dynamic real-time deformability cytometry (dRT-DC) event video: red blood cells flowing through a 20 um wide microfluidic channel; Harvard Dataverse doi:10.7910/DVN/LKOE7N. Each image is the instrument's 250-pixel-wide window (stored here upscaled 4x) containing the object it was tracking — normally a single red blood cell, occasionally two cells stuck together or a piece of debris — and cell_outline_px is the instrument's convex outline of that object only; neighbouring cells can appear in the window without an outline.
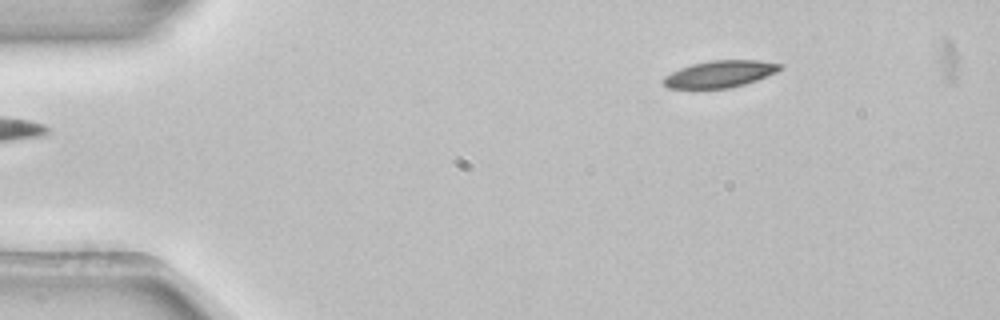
{"species": "common noctule bat (a hibernating species)", "species_latin": "Nyctalus noctula", "temperature_condition": "room temperature", "stored_images_in_passage": 5, "segment_of_instrument_passage": [2, 2], "camera_frame_rate_fps": 3000, "um_per_image_px": 0.085, "animal": {"sex": "female", "body_mass_g": 22.7, "forearm_length_mm": 54.2}, "frame": {"image": 1, "passage_image": 5, "time_ms": 1.333, "image_size_px": [1000, 320], "cell_outline_px": [[784, 68], [776, 72], [756, 80], [744, 84], [728, 88], [668, 88], [660, 80], [664, 76], [680, 68], [692, 64], [712, 60], [760, 60], [784, 64]], "centroid_in_image_um": [61.21, 6.28], "position_along_channel_um": 23.8, "area_um2": 18.26}}